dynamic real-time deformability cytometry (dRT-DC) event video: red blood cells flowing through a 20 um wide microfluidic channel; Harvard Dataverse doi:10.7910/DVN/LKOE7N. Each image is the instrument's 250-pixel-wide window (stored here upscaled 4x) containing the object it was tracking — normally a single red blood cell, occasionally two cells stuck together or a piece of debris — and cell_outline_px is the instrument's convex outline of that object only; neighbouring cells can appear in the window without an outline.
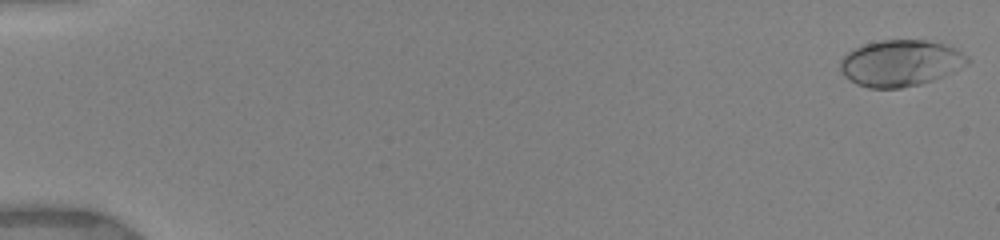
{"species": "human", "species_latin": "Homo sapiens", "temperature_condition": "warm", "stored_images_in_passage": 25, "camera_frame_rate_fps": 3000, "um_per_image_px": 0.085, "donor": {"sex": "female"}, "frame": {"image": 1, "passage_image": 1, "time_ms": 0.0, "image_size_px": [1000, 240], "cell_outline_px": [[972, 60], [968, 64], [952, 72], [932, 80], [920, 84], [900, 88], [868, 88], [856, 84], [844, 76], [840, 72], [840, 60], [848, 52], [864, 44], [880, 40], [944, 40], [968, 56]], "centroid_in_image_um": [76.59, 5.34], "position_along_channel_um": 8.4, "area_um2": 34.91}}
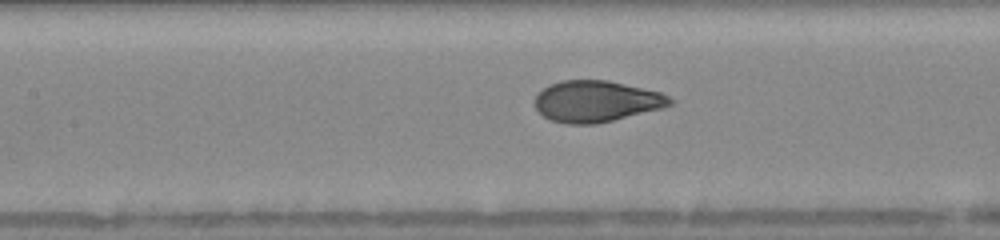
{"frame": {"image": 2, "passage_image": 19, "time_ms": 8.0, "image_size_px": [1000, 240], "cell_outline_px": [[676, 100], [672, 104], [664, 108], [596, 124], [568, 124], [548, 120], [536, 108], [536, 96], [548, 84], [560, 80], [608, 80], [660, 92]], "centroid_in_image_um": [50.71, 8.61], "position_along_channel_um": 156.7, "area_um2": 32.6}}
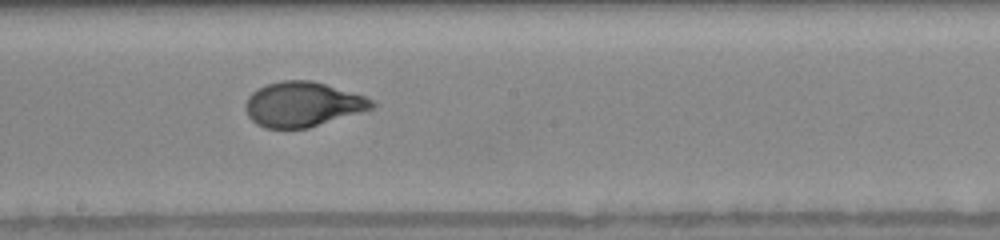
{"frame": {"image": 3, "passage_image": 23, "time_ms": 9.667, "image_size_px": [1000, 240], "cell_outline_px": [[376, 104], [372, 108], [360, 112], [308, 128], [264, 128], [256, 124], [248, 116], [244, 108], [244, 104], [248, 96], [256, 88], [280, 80], [312, 80], [364, 96], [372, 100]], "centroid_in_image_um": [25.66, 8.86], "position_along_channel_um": 222.5, "area_um2": 32.89}}